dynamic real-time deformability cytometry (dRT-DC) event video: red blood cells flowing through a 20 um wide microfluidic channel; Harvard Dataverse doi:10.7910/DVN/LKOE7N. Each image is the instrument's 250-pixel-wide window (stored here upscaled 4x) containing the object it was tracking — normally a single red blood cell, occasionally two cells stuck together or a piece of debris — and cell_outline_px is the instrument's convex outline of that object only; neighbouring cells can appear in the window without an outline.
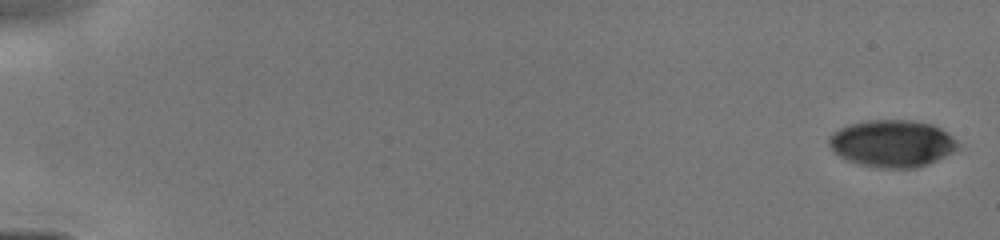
{"species": "human", "species_latin": "Homo sapiens", "temperature_condition": "cold", "stored_images_in_passage": 11, "camera_frame_rate_fps": 3000, "um_per_image_px": 0.085, "donor": {"sex": "male"}, "frame": {"image": 1, "passage_image": 1, "time_ms": 0.0, "image_size_px": [1000, 240], "cell_outline_px": [[964, 148], [928, 164], [916, 168], [880, 168], [860, 164], [848, 160], [840, 156], [828, 144], [828, 136], [840, 128], [848, 124], [868, 120], [912, 120], [932, 124], [940, 128], [952, 136]], "centroid_in_image_um": [75.89, 12.19], "position_along_channel_um": 9.1, "area_um2": 35.66}}
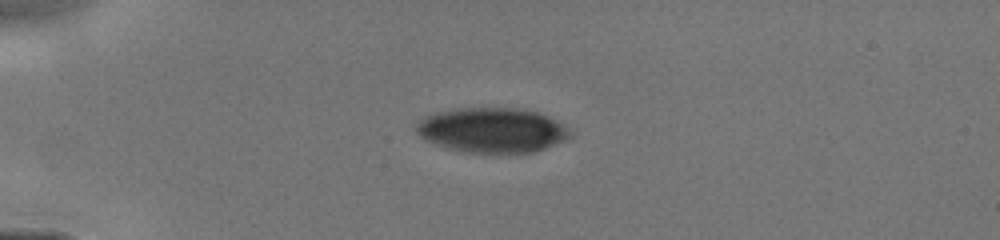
{"frame": {"image": 2, "passage_image": 8, "time_ms": 4.0, "image_size_px": [1000, 240], "cell_outline_px": [[572, 136], [568, 140], [536, 152], [468, 152], [448, 148], [432, 144], [424, 140], [412, 128], [416, 120], [424, 116], [436, 112], [460, 108], [520, 108], [536, 112], [548, 116], [556, 120], [568, 128], [572, 132]], "centroid_in_image_um": [41.8, 11.06], "position_along_channel_um": 43.2, "area_um2": 40.69}}
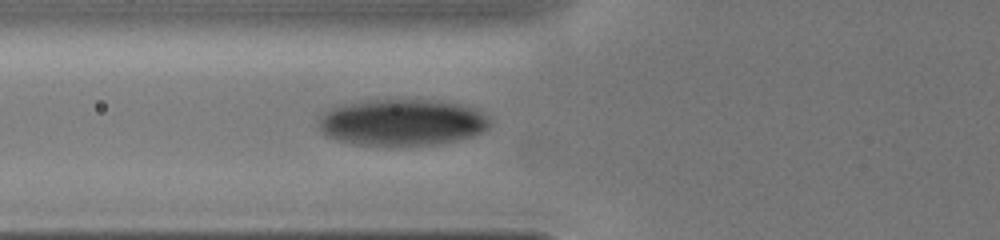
{"frame": {"image": 3, "passage_image": 11, "time_ms": 6.0, "image_size_px": [1000, 240], "cell_outline_px": [[488, 128], [484, 132], [472, 136], [456, 140], [436, 144], [356, 144], [336, 140], [324, 136], [320, 132], [320, 116], [324, 112], [336, 108], [352, 104], [372, 100], [440, 100], [460, 104], [476, 108], [488, 116]], "centroid_in_image_um": [34.23, 10.4], "position_along_channel_um": 91.6, "area_um2": 45.78}}